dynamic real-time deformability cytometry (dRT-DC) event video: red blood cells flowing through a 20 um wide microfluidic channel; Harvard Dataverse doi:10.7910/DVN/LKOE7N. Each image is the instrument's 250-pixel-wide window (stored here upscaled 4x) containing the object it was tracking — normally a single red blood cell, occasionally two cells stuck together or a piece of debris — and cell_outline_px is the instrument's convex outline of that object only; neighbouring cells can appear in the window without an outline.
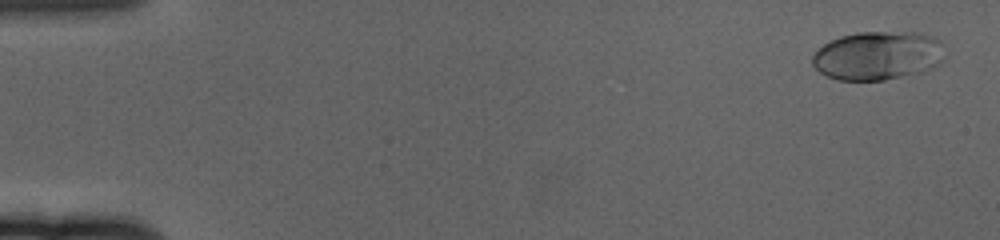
{"species": "human", "species_latin": "Homo sapiens", "temperature_condition": "cold", "stored_images_in_passage": 60, "camera_frame_rate_fps": 3000, "um_per_image_px": 0.085, "donor": {"sex": "female"}, "frame": {"image": 1, "passage_image": 2, "time_ms": 0.333, "image_size_px": [1000, 240], "cell_outline_px": [[948, 56], [940, 64], [924, 72], [884, 80], [836, 80], [820, 72], [812, 64], [812, 56], [824, 44], [840, 36], [856, 32], [920, 32], [936, 36], [944, 44]], "centroid_in_image_um": [74.72, 4.72], "position_along_channel_um": 10.3, "area_um2": 38.38}}
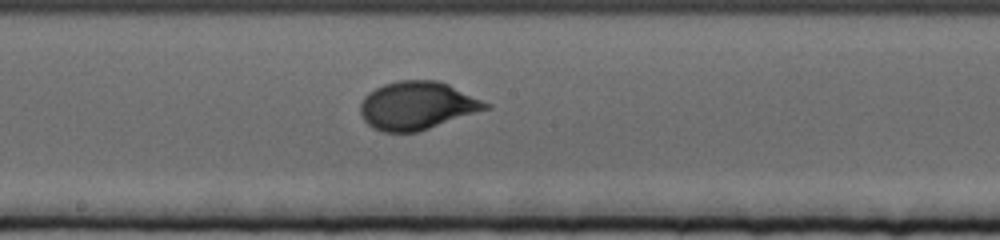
{"frame": {"image": 2, "passage_image": 33, "time_ms": 10.667, "image_size_px": [1000, 240], "cell_outline_px": [[492, 108], [416, 132], [384, 132], [372, 128], [364, 120], [360, 112], [360, 104], [364, 96], [368, 92], [384, 84], [400, 80], [436, 80], [448, 84], [492, 104]], "centroid_in_image_um": [35.47, 8.97], "position_along_channel_um": 212.7, "area_um2": 35.14}}
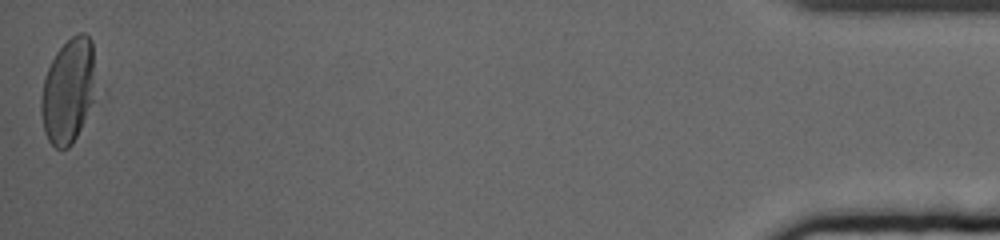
{"frame": {"image": 3, "passage_image": 60, "time_ms": 19.667, "image_size_px": [1000, 240], "cell_outline_px": [[100, 88], [72, 144], [68, 148], [56, 148], [48, 140], [44, 132], [40, 112], [40, 96], [44, 76], [56, 52], [72, 36], [80, 32], [84, 32], [92, 40]], "centroid_in_image_um": [5.85, 7.68], "position_along_channel_um": 429.3, "area_um2": 34.51}, "authors_computed_cell_mechanics": {"area_um2": 34.3621, "velocity_mm_per_s": 3.3582, "shape_relaxation_time_tau1_ms": 3.4731, "shape_relaxation_time_tau2_ms": null, "deformation_change_tau1": 0.1621, "deformation_change_tau2": null}}